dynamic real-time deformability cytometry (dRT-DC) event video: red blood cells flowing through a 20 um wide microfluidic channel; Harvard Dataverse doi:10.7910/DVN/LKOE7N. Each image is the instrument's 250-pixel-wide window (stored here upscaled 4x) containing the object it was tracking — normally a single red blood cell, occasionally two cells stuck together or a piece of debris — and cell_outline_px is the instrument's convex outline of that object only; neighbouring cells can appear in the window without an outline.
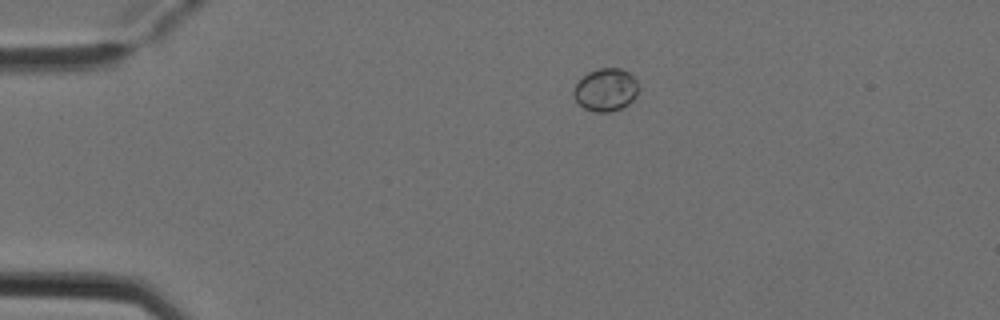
{"species": "Egyptian fruit bat (a non-hibernating species)", "species_latin": "Rousettus aegyptiacus", "temperature_condition": "cold", "stored_images_in_passage": 5, "camera_frame_rate_fps": 3000, "um_per_image_px": 0.085, "animal": {"sex": "female"}, "frame": {"image": 1, "passage_image": 2, "time_ms": 0.333, "image_size_px": [1000, 320], "cell_outline_px": [[636, 96], [628, 104], [620, 108], [608, 112], [596, 112], [584, 108], [572, 96], [572, 92], [576, 84], [588, 72], [600, 68], [620, 68], [628, 72], [636, 80]], "centroid_in_image_um": [51.45, 7.63], "position_along_channel_um": 33.5, "area_um2": 15.9}}
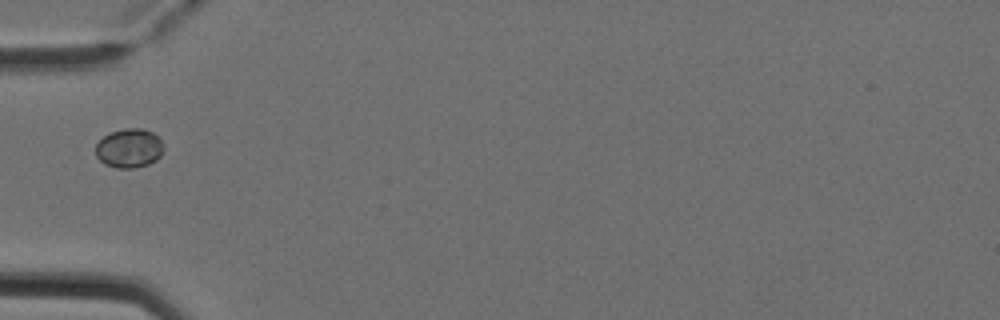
{"frame": {"image": 2, "passage_image": 4, "time_ms": 1.0, "image_size_px": [1000, 320], "cell_outline_px": [[164, 148], [160, 156], [156, 160], [148, 164], [132, 168], [116, 168], [104, 164], [96, 156], [96, 144], [104, 136], [112, 132], [124, 128], [140, 128], [152, 132], [164, 144]], "centroid_in_image_um": [10.98, 12.6], "position_along_channel_um": 74.0, "area_um2": 15.43}}
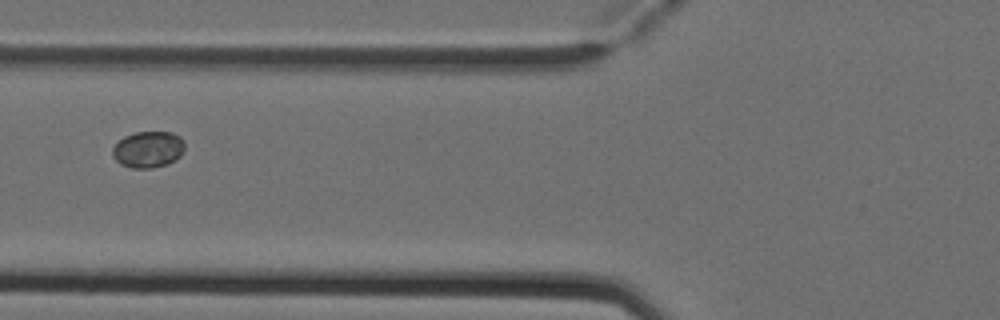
{"frame": {"image": 3, "passage_image": 5, "time_ms": 1.333, "image_size_px": [1000, 320], "cell_outline_px": [[184, 152], [176, 160], [168, 164], [152, 168], [132, 168], [120, 164], [112, 156], [112, 148], [124, 136], [136, 132], [172, 132], [180, 136], [184, 140]], "centroid_in_image_um": [12.61, 12.7], "position_along_channel_um": 113.2, "area_um2": 15.49}}